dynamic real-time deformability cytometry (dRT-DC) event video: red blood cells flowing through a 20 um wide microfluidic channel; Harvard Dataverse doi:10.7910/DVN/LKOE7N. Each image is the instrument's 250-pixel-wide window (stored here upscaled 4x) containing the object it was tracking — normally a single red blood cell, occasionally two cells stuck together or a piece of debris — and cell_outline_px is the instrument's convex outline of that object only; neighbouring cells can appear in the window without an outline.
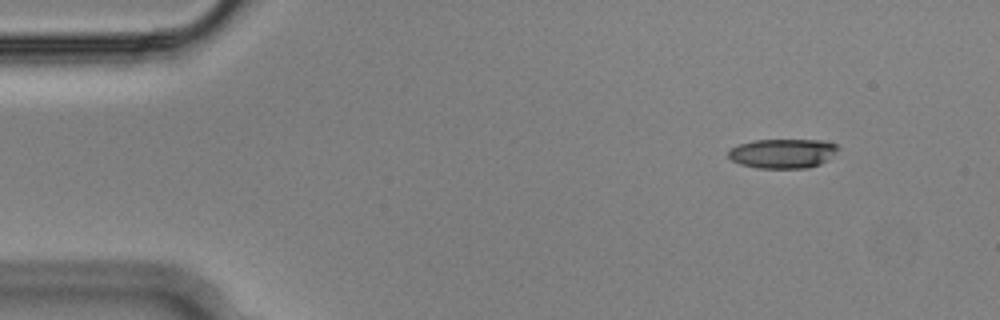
{"species": "Egyptian fruit bat (a non-hibernating species)", "species_latin": "Rousettus aegyptiacus", "temperature_condition": "cold", "stored_images_in_passage": 50, "camera_frame_rate_fps": 3000, "um_per_image_px": 0.085, "animal": {"sex": "male"}, "frame": {"image": 1, "passage_image": 1, "time_ms": 0.0, "image_size_px": [1000, 320], "cell_outline_px": [[840, 148], [828, 160], [820, 164], [808, 168], [756, 168], [740, 164], [732, 160], [728, 156], [728, 152], [732, 148], [740, 144], [752, 140], [828, 140], [836, 144]], "centroid_in_image_um": [66.57, 13.04], "position_along_channel_um": 18.4, "area_um2": 18.96}}
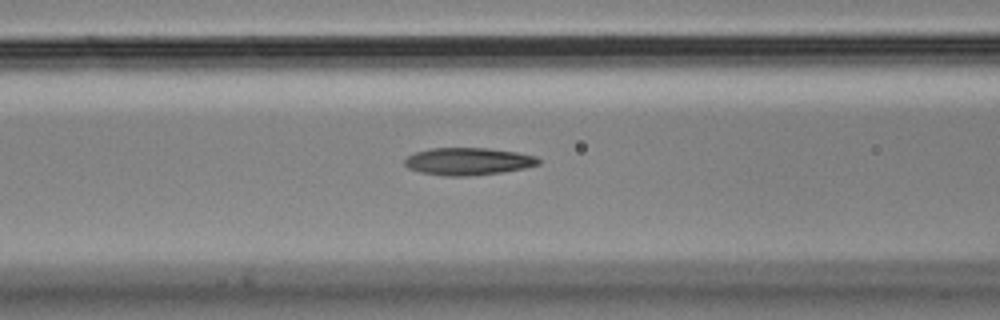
{"frame": {"image": 2, "passage_image": 17, "time_ms": 5.333, "image_size_px": [1000, 320], "cell_outline_px": [[540, 164], [524, 168], [500, 172], [468, 176], [444, 176], [420, 172], [408, 168], [404, 164], [404, 160], [408, 156], [416, 152], [428, 148], [488, 148], [516, 152], [536, 156], [540, 160]], "centroid_in_image_um": [39.77, 13.71], "position_along_channel_um": 126.8, "area_um2": 21.33}}
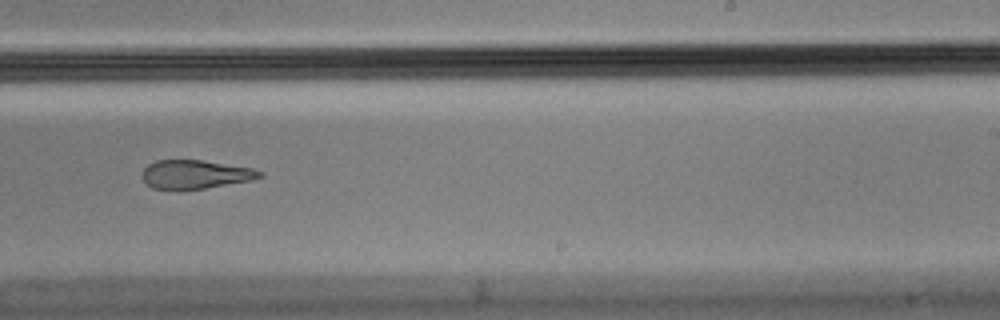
{"frame": {"image": 3, "passage_image": 29, "time_ms": 9.333, "image_size_px": [1000, 320], "cell_outline_px": [[264, 176], [252, 180], [180, 192], [152, 188], [144, 180], [144, 168], [148, 164], [156, 160], [204, 160], [252, 168], [264, 172]], "centroid_in_image_um": [16.61, 14.84], "position_along_channel_um": 272.4, "area_um2": 20.0}, "authors_computed_cell_mechanics": {"area_um2": 21.2126, "velocity_mm_per_s": 3.6475, "shape_relaxation_time_tau1_ms": null, "shape_relaxation_time_tau2_ms": 2.9701, "deformation_change_tau1": null, "deformation_change_tau2": 0.1313}}